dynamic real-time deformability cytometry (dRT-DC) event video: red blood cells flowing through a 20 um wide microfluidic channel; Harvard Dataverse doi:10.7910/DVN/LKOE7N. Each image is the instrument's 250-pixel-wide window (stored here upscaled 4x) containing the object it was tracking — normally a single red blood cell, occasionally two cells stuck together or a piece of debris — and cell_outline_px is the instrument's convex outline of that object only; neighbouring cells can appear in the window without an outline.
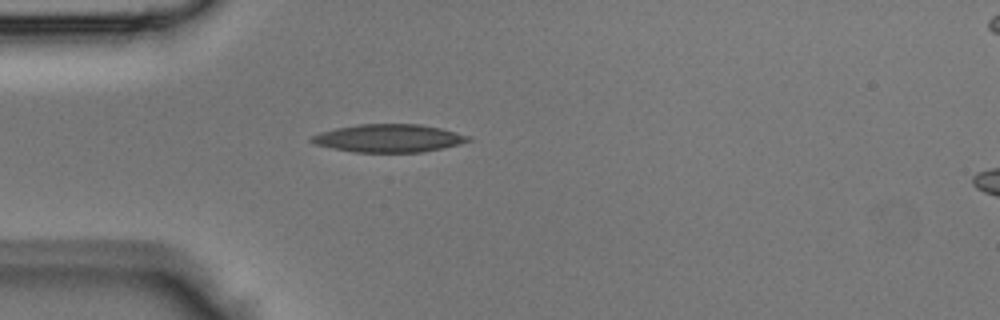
{"species": "Egyptian fruit bat (a non-hibernating species)", "species_latin": "Rousettus aegyptiacus", "temperature_condition": "room temperature", "stored_images_in_passage": 32, "camera_frame_rate_fps": 3000, "um_per_image_px": 0.085, "animal": {"sex": "male"}, "frame": {"image": 1, "passage_image": 1, "time_ms": 0.0, "image_size_px": [1000, 320], "cell_outline_px": [[472, 140], [460, 144], [444, 148], [424, 152], [352, 152], [332, 148], [316, 144], [308, 140], [312, 136], [320, 132], [336, 128], [360, 124], [420, 124], [440, 128], [472, 136]], "centroid_in_image_um": [33.08, 11.75], "position_along_channel_um": 51.9, "area_um2": 25.61}}
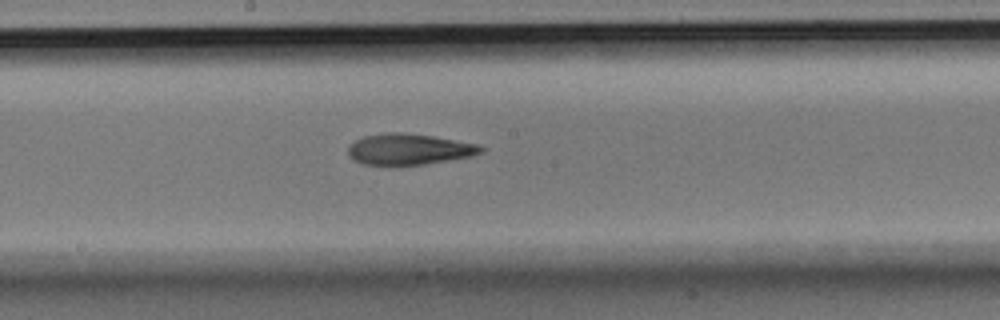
{"frame": {"image": 2, "passage_image": 12, "time_ms": 3.667, "image_size_px": [1000, 320], "cell_outline_px": [[484, 152], [472, 156], [424, 164], [392, 168], [364, 164], [348, 156], [348, 144], [364, 136], [388, 132], [404, 132], [432, 136], [480, 144], [484, 148]], "centroid_in_image_um": [34.74, 12.71], "position_along_channel_um": 213.5, "area_um2": 24.74}}
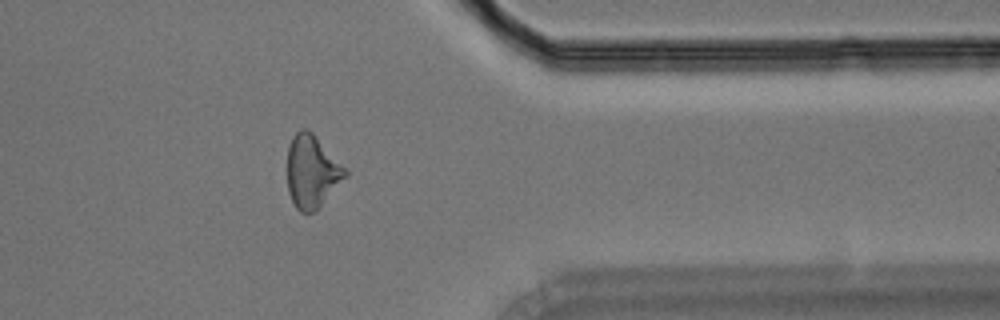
{"frame": {"image": 3, "passage_image": 24, "time_ms": 7.667, "image_size_px": [1000, 320], "cell_outline_px": [[348, 172], [316, 212], [300, 212], [296, 208], [288, 192], [288, 144], [292, 136], [300, 128], [304, 128], [312, 132]], "centroid_in_image_um": [26.47, 14.58], "position_along_channel_um": 384.9, "area_um2": 24.1}}